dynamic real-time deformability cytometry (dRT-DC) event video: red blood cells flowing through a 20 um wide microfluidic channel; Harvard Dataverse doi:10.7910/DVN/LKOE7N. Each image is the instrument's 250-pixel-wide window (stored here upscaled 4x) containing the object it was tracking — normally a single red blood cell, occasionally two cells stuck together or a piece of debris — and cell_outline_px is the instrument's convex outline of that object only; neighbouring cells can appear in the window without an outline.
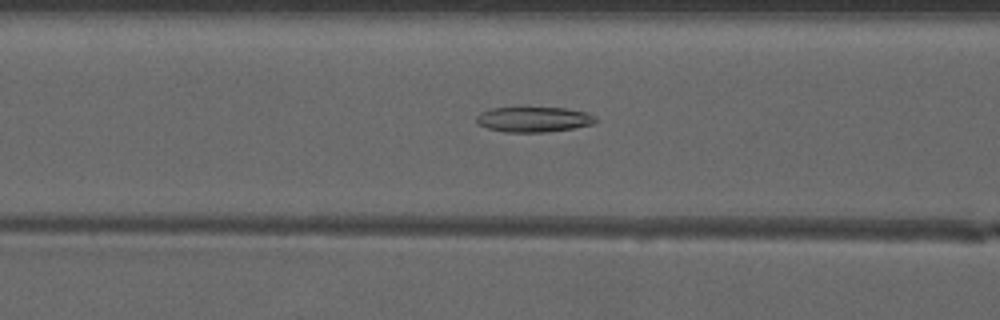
{"species": "common noctule bat (a hibernating species)", "species_latin": "Nyctalus noctula", "temperature_condition": "warm", "stored_images_in_passage": 49, "camera_frame_rate_fps": 3000, "um_per_image_px": 0.085, "animal": {"sex": "male", "forearm_length_mm": 52.5}, "frame": {"image": 1, "passage_image": 20, "time_ms": 6.333, "image_size_px": [1000, 320], "cell_outline_px": [[596, 120], [592, 124], [572, 128], [544, 132], [504, 132], [488, 128], [480, 124], [476, 120], [476, 116], [480, 112], [492, 108], [564, 108], [584, 112], [596, 116]], "centroid_in_image_um": [45.34, 10.15], "position_along_channel_um": 121.3, "area_um2": 17.22}}
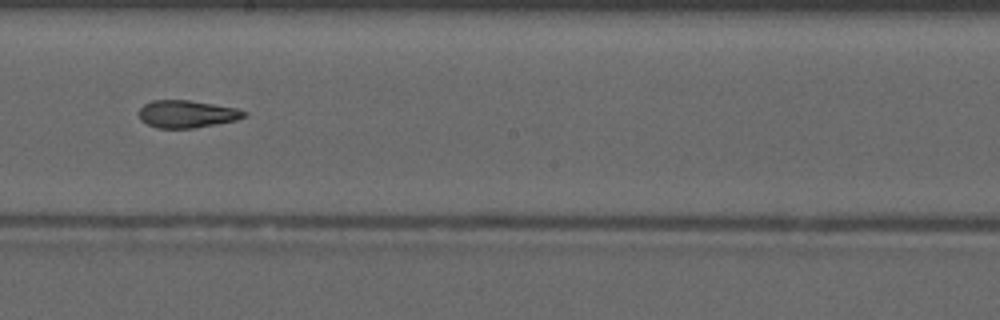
{"frame": {"image": 2, "passage_image": 28, "time_ms": 9.0, "image_size_px": [1000, 320], "cell_outline_px": [[248, 116], [236, 120], [216, 124], [192, 128], [156, 128], [140, 120], [140, 108], [144, 104], [152, 100], [188, 100], [236, 108], [248, 112]], "centroid_in_image_um": [15.9, 9.69], "position_along_channel_um": 232.3, "area_um2": 16.76}}
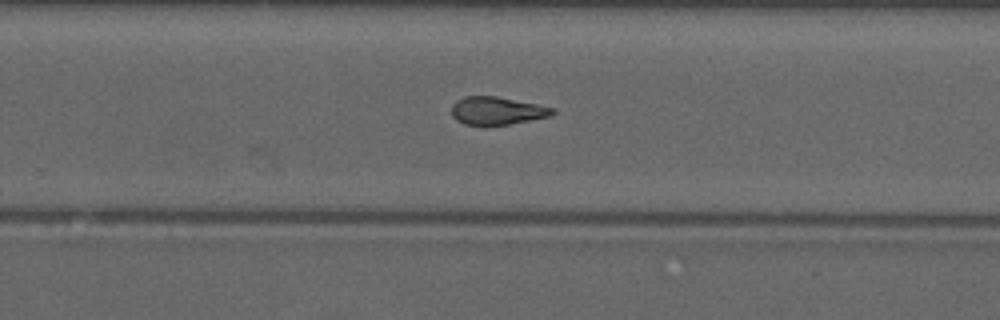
{"frame": {"image": 3, "passage_image": 32, "time_ms": 10.333, "image_size_px": [1000, 320], "cell_outline_px": [[556, 112], [548, 116], [532, 120], [484, 128], [464, 124], [456, 120], [452, 116], [452, 104], [456, 100], [464, 96], [496, 96], [556, 108]], "centroid_in_image_um": [42.2, 9.44], "position_along_channel_um": 287.6, "area_um2": 16.88}, "authors_computed_cell_mechanics": {"area_um2": 17.629, "velocity_mm_per_s": 4.1645, "shape_relaxation_time_tau1_ms": null, "shape_relaxation_time_tau2_ms": 3.1087, "deformation_change_tau1": null, "deformation_change_tau2": 0.1287}}